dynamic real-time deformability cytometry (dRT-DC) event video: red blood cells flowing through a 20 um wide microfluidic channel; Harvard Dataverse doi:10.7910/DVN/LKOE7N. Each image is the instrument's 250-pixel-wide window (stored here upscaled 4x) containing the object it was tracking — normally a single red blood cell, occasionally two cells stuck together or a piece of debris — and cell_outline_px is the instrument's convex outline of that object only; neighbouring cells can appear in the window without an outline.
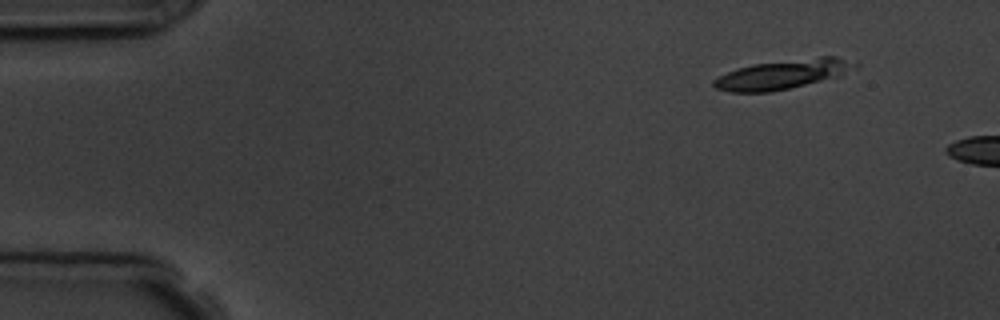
{"species": "common noctule bat (a hibernating species)", "species_latin": "Nyctalus noctula", "temperature_condition": "room temperature", "stored_images_in_passage": 6, "camera_frame_rate_fps": 3000, "um_per_image_px": 0.085, "animal": {"sex": "male", "body_mass_g": 19.5, "forearm_length_mm": 54.6}, "frame": {"image": 1, "passage_image": 6, "time_ms": 6.667, "image_size_px": [1000, 320], "cell_outline_px": [[860, 68], [840, 76], [772, 92], [732, 92], [716, 88], [712, 84], [712, 80], [728, 72], [752, 64], [820, 56], [836, 56], [860, 64]], "centroid_in_image_um": [66.62, 6.31], "position_along_channel_um": 18.4, "area_um2": 24.22}}